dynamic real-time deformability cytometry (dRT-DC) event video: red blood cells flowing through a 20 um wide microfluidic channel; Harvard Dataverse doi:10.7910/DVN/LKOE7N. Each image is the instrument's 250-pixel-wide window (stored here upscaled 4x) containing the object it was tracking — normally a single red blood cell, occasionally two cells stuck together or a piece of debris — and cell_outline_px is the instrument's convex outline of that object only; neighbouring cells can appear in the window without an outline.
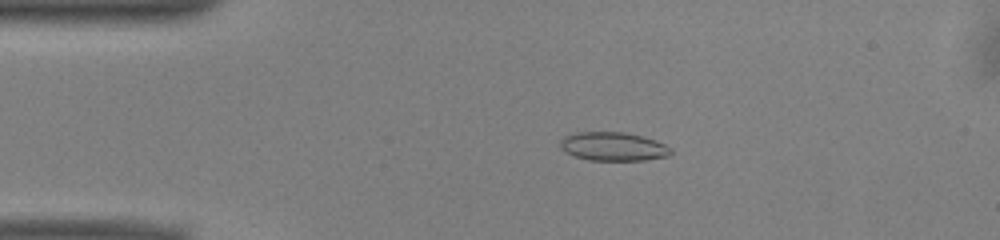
{"species": "common noctule bat (a hibernating species)", "species_latin": "Nyctalus noctula", "temperature_condition": "warm", "stored_images_in_passage": 51, "camera_frame_rate_fps": 3000, "um_per_image_px": 0.085, "animal": {"sex": "male", "body_mass_g": 13.0, "forearm_length_mm": 53.1}, "frame": {"image": 1, "passage_image": 10, "time_ms": 3.0, "image_size_px": [1000, 240], "cell_outline_px": [[672, 152], [668, 156], [644, 160], [588, 160], [564, 152], [560, 148], [560, 140], [564, 136], [576, 132], [624, 132], [644, 136], [656, 140], [672, 148]], "centroid_in_image_um": [52.12, 12.44], "position_along_channel_um": 32.9, "area_um2": 18.61}}
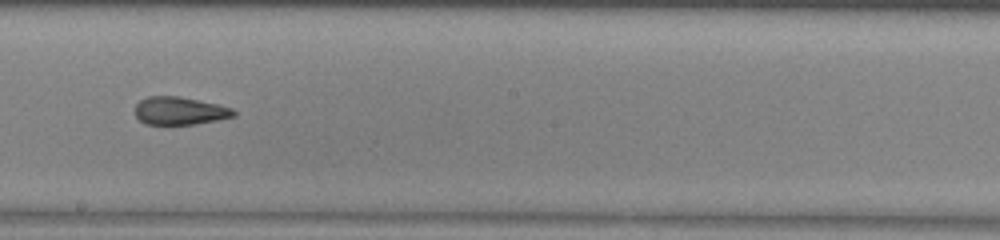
{"frame": {"image": 2, "passage_image": 28, "time_ms": 9.0, "image_size_px": [1000, 240], "cell_outline_px": [[236, 116], [196, 124], [144, 124], [136, 116], [136, 104], [140, 100], [148, 96], [180, 96], [220, 104], [232, 108], [236, 112]], "centroid_in_image_um": [15.3, 9.41], "position_along_channel_um": 232.9, "area_um2": 16.13}}
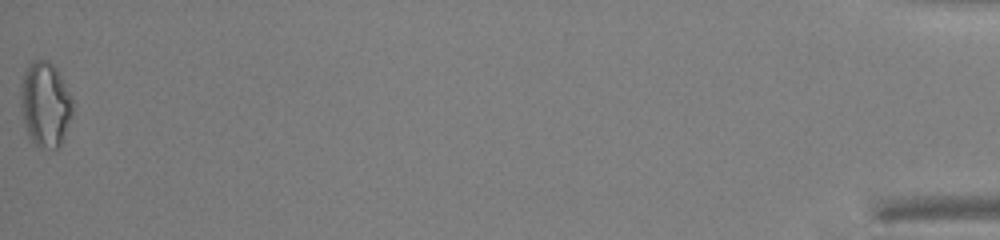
{"frame": {"image": 3, "passage_image": 51, "time_ms": 16.667, "image_size_px": [1000, 240], "cell_outline_px": [[72, 116], [60, 144], [56, 148], [40, 148], [32, 144], [28, 136], [24, 124], [20, 100], [20, 84], [24, 72], [28, 64], [36, 60], [48, 60], [56, 68], [72, 100]], "centroid_in_image_um": [3.81, 8.88], "position_along_channel_um": 431.4, "area_um2": 25.66}, "authors_computed_cell_mechanics": {"area_um2": 18.0914, "velocity_mm_per_s": 3.99, "shape_relaxation_time_tau1_ms": null, "shape_relaxation_time_tau2_ms": 2.0735, "deformation_change_tau1": null, "deformation_change_tau2": 0.0919}}